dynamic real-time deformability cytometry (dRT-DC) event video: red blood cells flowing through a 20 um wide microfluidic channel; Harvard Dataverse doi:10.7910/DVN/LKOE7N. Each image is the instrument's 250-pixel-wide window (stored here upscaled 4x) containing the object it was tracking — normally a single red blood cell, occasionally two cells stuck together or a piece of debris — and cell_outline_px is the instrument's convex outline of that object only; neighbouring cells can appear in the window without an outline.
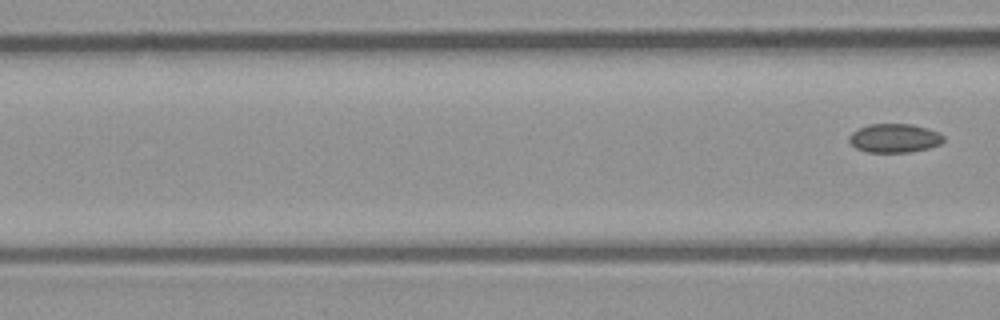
{"species": "common noctule bat (a hibernating species)", "species_latin": "Nyctalus noctula", "temperature_condition": "room temperature", "stored_images_in_passage": 7, "camera_frame_rate_fps": 3000, "um_per_image_px": 0.085, "animal": {"sex": "male", "body_mass_g": 23.1, "forearm_length_mm": 52.7}, "frame": {"image": 1, "passage_image": 7, "time_ms": 2.0, "image_size_px": [1000, 320], "cell_outline_px": [[944, 140], [940, 144], [928, 148], [908, 152], [868, 152], [856, 148], [848, 140], [848, 136], [852, 132], [868, 124], [912, 124], [928, 128], [940, 132], [944, 136]], "centroid_in_image_um": [76.04, 11.73], "position_along_channel_um": 90.6, "area_um2": 15.9}}